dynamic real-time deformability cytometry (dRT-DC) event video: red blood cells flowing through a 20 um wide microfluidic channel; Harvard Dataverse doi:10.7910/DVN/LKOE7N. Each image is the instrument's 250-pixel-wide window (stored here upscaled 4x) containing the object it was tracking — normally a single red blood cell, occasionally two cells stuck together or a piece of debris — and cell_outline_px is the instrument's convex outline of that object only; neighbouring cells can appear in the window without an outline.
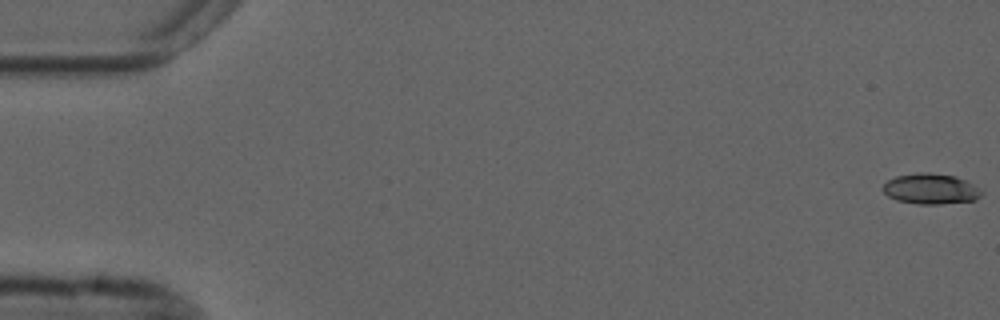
{"species": "common noctule bat (a hibernating species)", "species_latin": "Nyctalus noctula", "temperature_condition": "cold", "stored_images_in_passage": 56, "camera_frame_rate_fps": 3000, "um_per_image_px": 0.085, "animal": {"sex": "male", "forearm_length_mm": 52.5}, "frame": {"image": 1, "passage_image": 1, "time_ms": 0.0, "image_size_px": [1000, 320], "cell_outline_px": [[984, 192], [976, 200], [940, 204], [916, 204], [896, 200], [888, 196], [880, 188], [888, 180], [896, 176], [916, 172], [932, 172], [956, 176], [984, 188]], "centroid_in_image_um": [79.15, 16.04], "position_along_channel_um": 5.9, "area_um2": 18.03}}
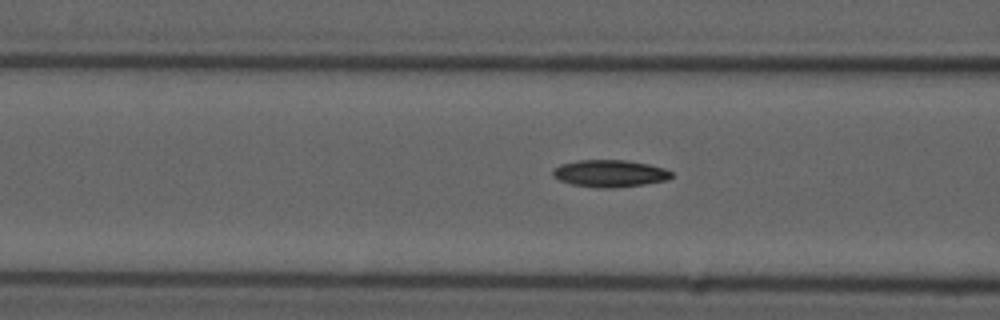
{"frame": {"image": 2, "passage_image": 22, "time_ms": 7.0, "image_size_px": [1000, 320], "cell_outline_px": [[672, 176], [664, 180], [644, 184], [608, 188], [596, 188], [572, 184], [560, 180], [552, 176], [552, 172], [560, 164], [580, 160], [628, 160], [648, 164], [664, 168], [672, 172]], "centroid_in_image_um": [51.81, 14.74], "position_along_channel_um": 114.8, "area_um2": 18.55}}
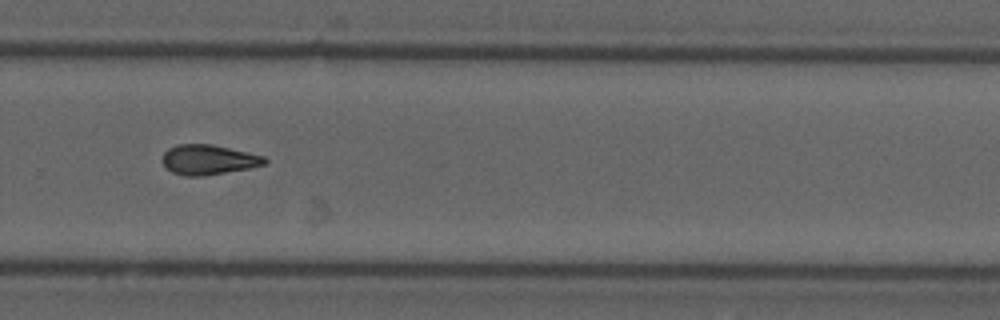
{"frame": {"image": 3, "passage_image": 38, "time_ms": 12.333, "image_size_px": [1000, 320], "cell_outline_px": [[268, 164], [248, 168], [200, 176], [184, 176], [172, 172], [160, 160], [164, 152], [168, 148], [176, 144], [212, 144], [248, 152], [264, 156], [268, 160]], "centroid_in_image_um": [17.7, 13.56], "position_along_channel_um": 312.1, "area_um2": 17.86}, "authors_computed_cell_mechanics": {"area_um2": 17.7446, "velocity_mm_per_s": 3.7026, "shape_relaxation_time_tau1_ms": 3.6215, "shape_relaxation_time_tau2_ms": 8.0786, "deformation_change_tau1": 0.1091, "deformation_change_tau2": 0.1781}}